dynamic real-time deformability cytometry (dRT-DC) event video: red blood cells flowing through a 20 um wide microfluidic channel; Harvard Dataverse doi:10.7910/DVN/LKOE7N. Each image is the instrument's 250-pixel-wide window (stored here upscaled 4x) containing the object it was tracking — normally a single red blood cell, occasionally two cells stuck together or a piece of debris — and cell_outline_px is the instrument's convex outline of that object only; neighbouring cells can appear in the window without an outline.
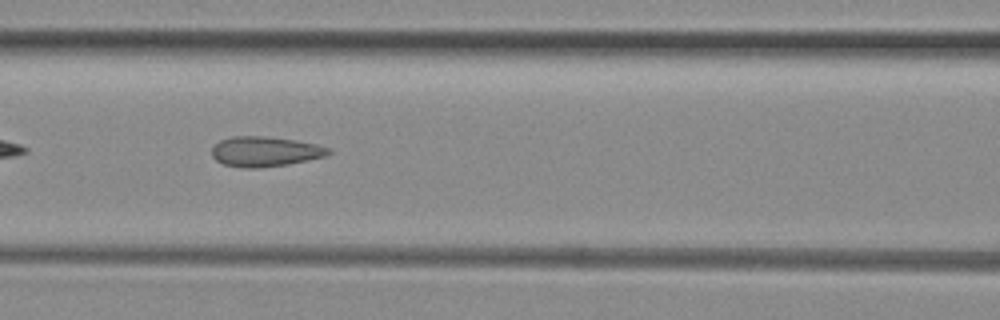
{"species": "common noctule bat (a hibernating species)", "species_latin": "Nyctalus noctula", "temperature_condition": "room temperature", "stored_images_in_passage": 28, "camera_frame_rate_fps": 3000, "um_per_image_px": 0.085, "animal": {"sex": "female", "body_mass_g": 29.2, "forearm_length_mm": 56.3}, "frame": {"image": 1, "passage_image": 8, "time_ms": 2.333, "image_size_px": [1000, 320], "cell_outline_px": [[332, 152], [324, 156], [288, 164], [260, 168], [244, 168], [224, 164], [216, 160], [212, 156], [212, 148], [220, 140], [232, 136], [264, 136], [296, 140], [316, 144], [332, 148]], "centroid_in_image_um": [22.53, 12.88], "position_along_channel_um": 144.1, "area_um2": 20.4}}
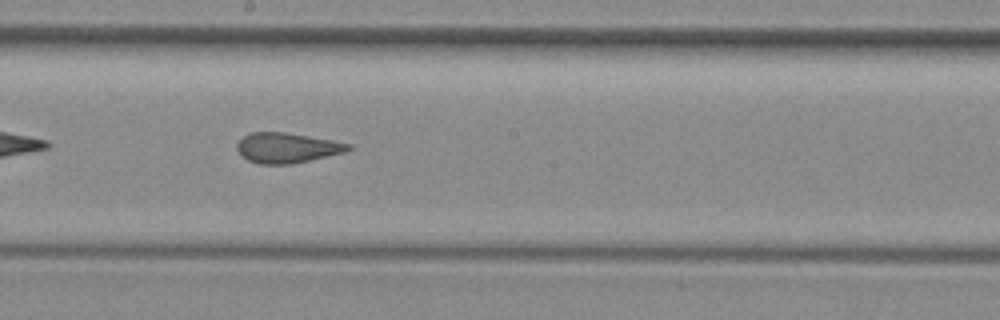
{"frame": {"image": 2, "passage_image": 14, "time_ms": 4.333, "image_size_px": [1000, 320], "cell_outline_px": [[352, 148], [344, 152], [292, 164], [260, 164], [248, 160], [236, 148], [236, 144], [244, 136], [252, 132], [284, 132], [332, 140], [352, 144]], "centroid_in_image_um": [24.4, 12.56], "position_along_channel_um": 223.8, "area_um2": 19.31}}
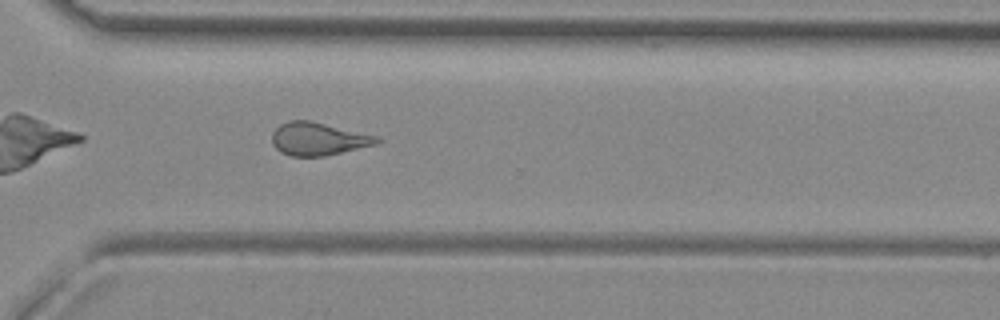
{"frame": {"image": 3, "passage_image": 23, "time_ms": 7.333, "image_size_px": [1000, 320], "cell_outline_px": [[380, 140], [376, 144], [324, 156], [292, 156], [280, 152], [272, 144], [272, 132], [280, 124], [288, 120], [312, 120], [380, 136]], "centroid_in_image_um": [27.05, 11.78], "position_along_channel_um": 343.6, "area_um2": 20.29}}